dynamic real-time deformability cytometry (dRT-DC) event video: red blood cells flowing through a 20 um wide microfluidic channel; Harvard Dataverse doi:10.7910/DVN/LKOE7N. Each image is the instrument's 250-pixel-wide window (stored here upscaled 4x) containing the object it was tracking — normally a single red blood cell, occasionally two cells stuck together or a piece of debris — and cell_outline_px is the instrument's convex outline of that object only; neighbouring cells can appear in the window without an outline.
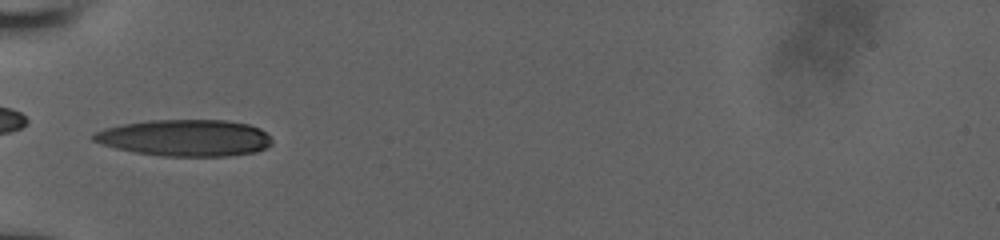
{"species": "human", "species_latin": "Homo sapiens", "temperature_condition": "room temperature", "stored_images_in_passage": 35, "camera_frame_rate_fps": 3000, "um_per_image_px": 0.085, "donor": {"sex": "male"}, "frame": {"image": 1, "passage_image": 1, "time_ms": 0.0, "image_size_px": [1000, 240], "cell_outline_px": [[272, 144], [256, 152], [228, 156], [160, 156], [136, 152], [116, 148], [92, 140], [92, 136], [96, 132], [104, 128], [124, 124], [148, 120], [228, 120], [248, 124], [260, 128], [272, 140]], "centroid_in_image_um": [15.75, 11.72], "position_along_channel_um": 69.2, "area_um2": 37.97}}
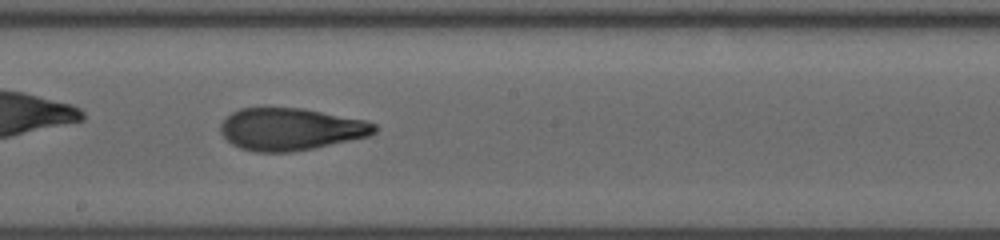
{"frame": {"image": 2, "passage_image": 13, "time_ms": 4.0, "image_size_px": [1000, 240], "cell_outline_px": [[376, 132], [368, 136], [312, 148], [292, 152], [256, 152], [240, 148], [232, 144], [220, 132], [220, 124], [232, 112], [240, 108], [304, 108], [364, 120], [376, 124]], "centroid_in_image_um": [24.68, 10.97], "position_along_channel_um": 223.5, "area_um2": 37.63}}
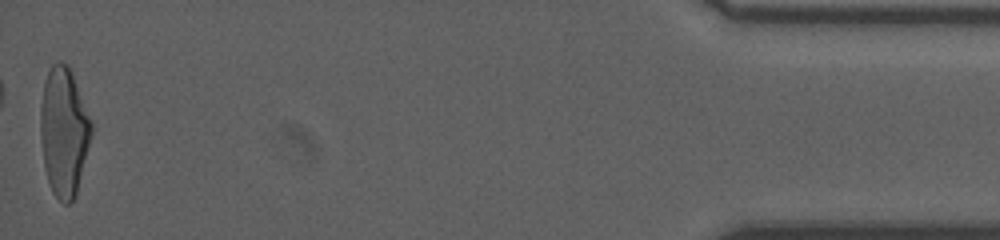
{"frame": {"image": 3, "passage_image": 35, "time_ms": 11.333, "image_size_px": [1000, 240], "cell_outline_px": [[92, 136], [76, 196], [68, 204], [64, 204], [52, 192], [44, 168], [40, 132], [40, 104], [44, 80], [52, 64], [56, 60], [60, 60], [68, 64], [72, 72], [92, 120]], "centroid_in_image_um": [5.43, 11.16], "position_along_channel_um": 429.8, "area_um2": 38.78}, "authors_computed_cell_mechanics": {"area_um2": 37.9746, "velocity_mm_per_s": 3.9441, "shape_relaxation_time_tau1_ms": 6.3252, "shape_relaxation_time_tau2_ms": 1.8126, "deformation_change_tau1": 0.2259, "deformation_change_tau2": 0.0878}}